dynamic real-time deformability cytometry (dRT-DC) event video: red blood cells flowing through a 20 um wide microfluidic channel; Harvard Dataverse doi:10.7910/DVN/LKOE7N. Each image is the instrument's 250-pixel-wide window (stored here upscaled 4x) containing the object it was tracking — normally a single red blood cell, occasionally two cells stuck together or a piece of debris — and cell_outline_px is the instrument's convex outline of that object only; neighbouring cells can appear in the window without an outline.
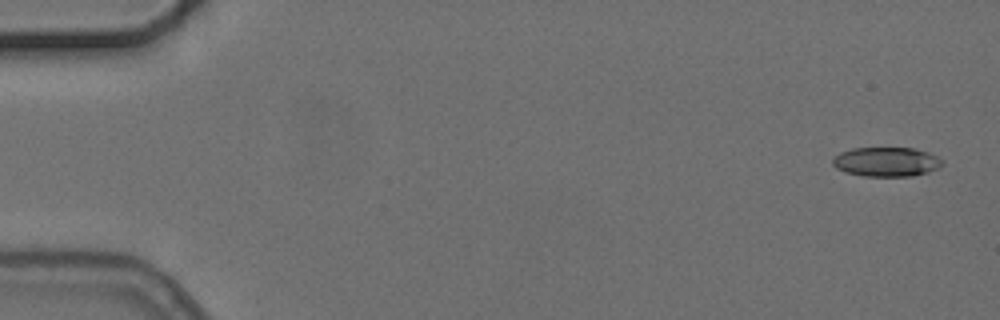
{"species": "common noctule bat (a hibernating species)", "species_latin": "Nyctalus noctula", "temperature_condition": "cold", "stored_images_in_passage": 4, "camera_frame_rate_fps": 3000, "um_per_image_px": 0.085, "animal": {"sex": "female", "body_mass_g": 24.6, "forearm_length_mm": 56.2}, "frame": {"image": 1, "passage_image": 1, "time_ms": 0.0, "image_size_px": [1000, 320], "cell_outline_px": [[944, 160], [940, 168], [928, 172], [912, 176], [864, 176], [844, 172], [836, 168], [832, 164], [832, 160], [840, 152], [852, 148], [916, 148], [928, 152]], "centroid_in_image_um": [75.36, 13.75], "position_along_channel_um": 9.6, "area_um2": 18.9}}
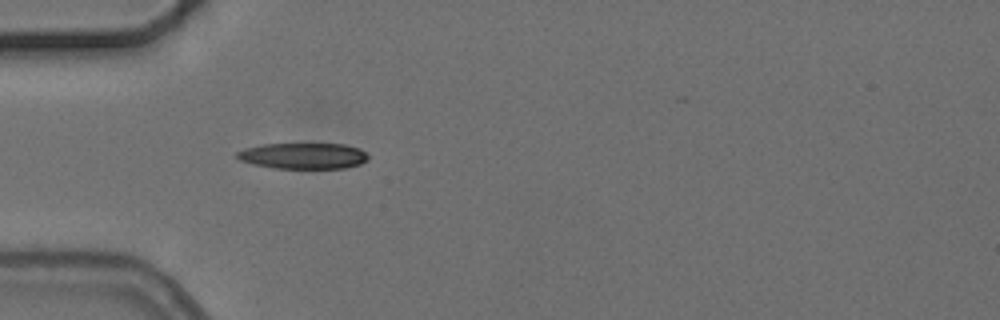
{"frame": {"image": 2, "passage_image": 4, "time_ms": 5.0, "image_size_px": [1000, 320], "cell_outline_px": [[368, 160], [360, 164], [344, 168], [276, 168], [252, 164], [240, 160], [236, 156], [236, 152], [244, 148], [264, 144], [344, 144], [360, 148], [368, 156]], "centroid_in_image_um": [25.77, 13.24], "position_along_channel_um": 59.2, "area_um2": 19.83}}